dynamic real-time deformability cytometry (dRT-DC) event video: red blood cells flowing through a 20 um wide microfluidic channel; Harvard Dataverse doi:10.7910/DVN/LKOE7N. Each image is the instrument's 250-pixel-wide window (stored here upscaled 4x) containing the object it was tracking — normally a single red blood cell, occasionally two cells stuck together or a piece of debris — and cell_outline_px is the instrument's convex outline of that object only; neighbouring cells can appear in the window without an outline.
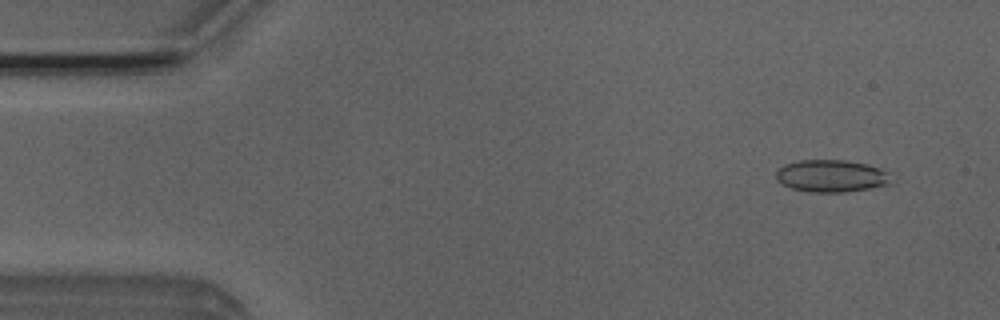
{"species": "Egyptian fruit bat (a non-hibernating species)", "species_latin": "Rousettus aegyptiacus", "temperature_condition": "room temperature", "stored_images_in_passage": 50, "camera_frame_rate_fps": 3000, "um_per_image_px": 0.085, "animal": {"sex": "male"}, "frame": {"image": 1, "passage_image": 4, "time_ms": 1.0, "image_size_px": [1000, 320], "cell_outline_px": [[892, 184], [844, 192], [808, 192], [792, 188], [776, 180], [776, 172], [784, 164], [800, 160], [848, 160], [868, 164], [880, 168], [888, 172]], "centroid_in_image_um": [70.68, 14.95], "position_along_channel_um": 14.3, "area_um2": 21.68}}
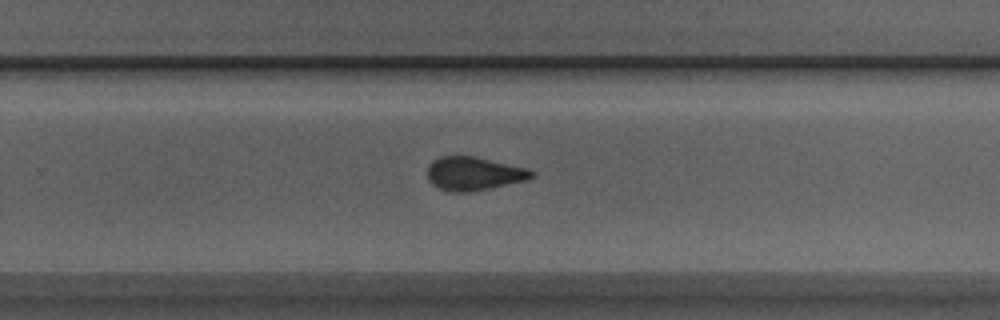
{"frame": {"image": 2, "passage_image": 32, "time_ms": 10.333, "image_size_px": [1000, 320], "cell_outline_px": [[536, 172], [528, 180], [468, 192], [452, 192], [440, 188], [432, 184], [428, 180], [428, 164], [432, 160], [440, 156], [476, 156], [528, 168]], "centroid_in_image_um": [40.27, 14.74], "position_along_channel_um": 289.5, "area_um2": 20.4}}
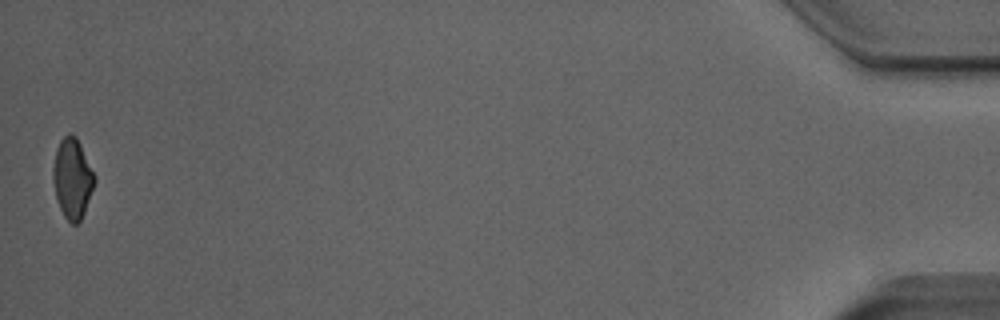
{"frame": {"image": 3, "passage_image": 50, "time_ms": 16.333, "image_size_px": [1000, 320], "cell_outline_px": [[96, 180], [84, 212], [80, 220], [76, 224], [72, 224], [64, 216], [60, 208], [56, 196], [52, 180], [52, 168], [56, 148], [60, 140], [68, 132], [76, 136], [96, 176]], "centroid_in_image_um": [6.14, 15.13], "position_along_channel_um": 429.1, "area_um2": 19.36}, "authors_computed_cell_mechanics": {"area_um2": 20.5479, "velocity_mm_per_s": 4.0291, "shape_relaxation_time_tau1_ms": null, "shape_relaxation_time_tau2_ms": 1.5215, "deformation_change_tau1": null, "deformation_change_tau2": 0.0821}}